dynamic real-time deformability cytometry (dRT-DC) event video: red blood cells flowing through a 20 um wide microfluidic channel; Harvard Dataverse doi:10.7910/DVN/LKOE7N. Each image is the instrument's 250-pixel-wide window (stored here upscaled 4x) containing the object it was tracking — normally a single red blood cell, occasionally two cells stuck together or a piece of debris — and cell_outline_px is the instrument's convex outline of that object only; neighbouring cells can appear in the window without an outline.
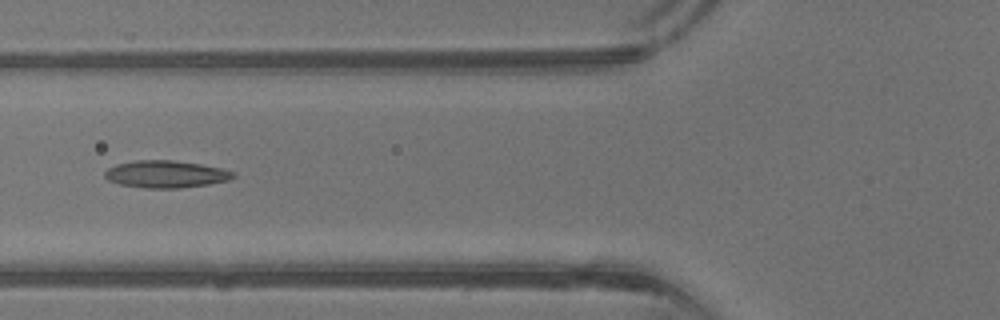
{"species": "common noctule bat (a hibernating species)", "species_latin": "Nyctalus noctula", "temperature_condition": "warm", "stored_images_in_passage": 16, "camera_frame_rate_fps": 3000, "um_per_image_px": 0.085, "animal": {"sex": "male", "body_mass_g": 13.3}, "frame": {"image": 1, "passage_image": 10, "time_ms": 3.0, "image_size_px": [1000, 320], "cell_outline_px": [[236, 176], [228, 180], [208, 184], [176, 188], [144, 188], [120, 184], [108, 180], [104, 176], [104, 172], [108, 168], [116, 164], [136, 160], [176, 160], [200, 164], [220, 168], [236, 172]], "centroid_in_image_um": [14.09, 14.79], "position_along_channel_um": 111.7, "area_um2": 20.35}}
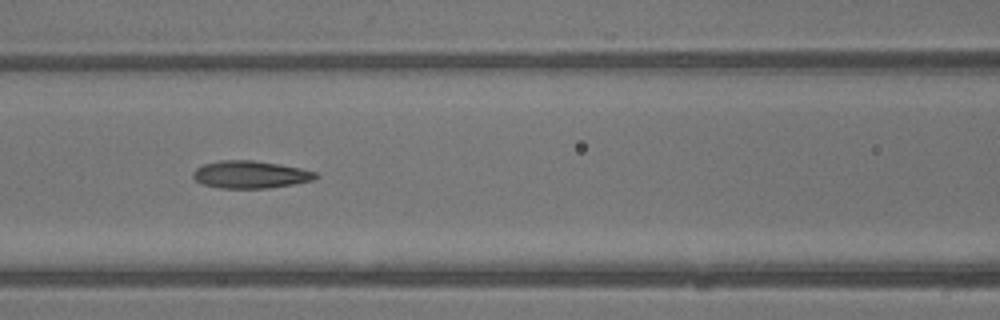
{"frame": {"image": 2, "passage_image": 12, "time_ms": 3.667, "image_size_px": [1000, 320], "cell_outline_px": [[320, 176], [316, 180], [268, 188], [220, 188], [204, 184], [196, 180], [192, 176], [192, 172], [196, 168], [204, 164], [220, 160], [252, 160], [280, 164], [300, 168], [316, 172]], "centroid_in_image_um": [21.31, 14.83], "position_along_channel_um": 145.3, "area_um2": 19.65}}